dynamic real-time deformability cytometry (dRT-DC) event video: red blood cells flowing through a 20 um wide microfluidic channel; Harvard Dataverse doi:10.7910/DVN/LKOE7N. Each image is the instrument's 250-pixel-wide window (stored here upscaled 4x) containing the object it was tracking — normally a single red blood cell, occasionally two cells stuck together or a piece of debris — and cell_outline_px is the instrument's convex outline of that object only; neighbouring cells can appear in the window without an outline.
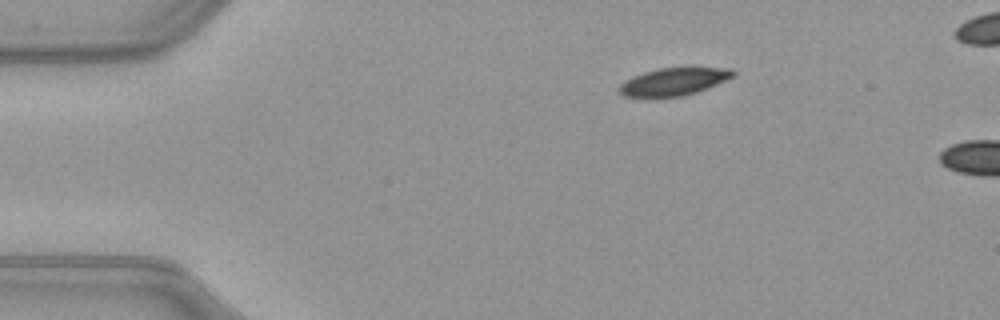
{"species": "common noctule bat (a hibernating species)", "species_latin": "Nyctalus noctula", "temperature_condition": "warm", "stored_images_in_passage": 42, "camera_frame_rate_fps": 3000, "um_per_image_px": 0.085, "animal": {"sex": "female", "body_mass_g": 21.9}, "frame": {"image": 1, "passage_image": 1, "time_ms": 0.0, "image_size_px": [1000, 320], "cell_outline_px": [[736, 72], [732, 76], [716, 84], [696, 92], [684, 96], [648, 100], [624, 96], [616, 92], [616, 88], [624, 80], [632, 76], [644, 72], [660, 68], [732, 68]], "centroid_in_image_um": [57.11, 7.0], "position_along_channel_um": 27.9, "area_um2": 18.9}}
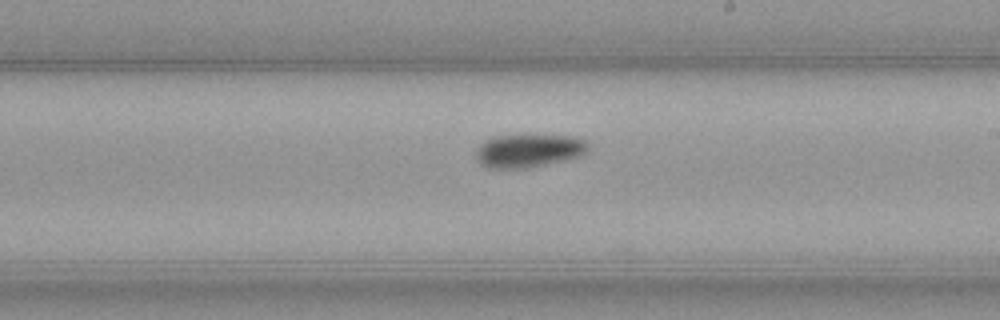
{"frame": {"image": 2, "passage_image": 22, "time_ms": 7.0, "image_size_px": [1000, 320], "cell_outline_px": [[588, 152], [580, 156], [564, 160], [528, 168], [488, 168], [480, 164], [476, 160], [476, 152], [480, 144], [484, 140], [492, 136], [572, 136], [588, 140]], "centroid_in_image_um": [44.93, 12.81], "position_along_channel_um": 244.1, "area_um2": 21.73}}
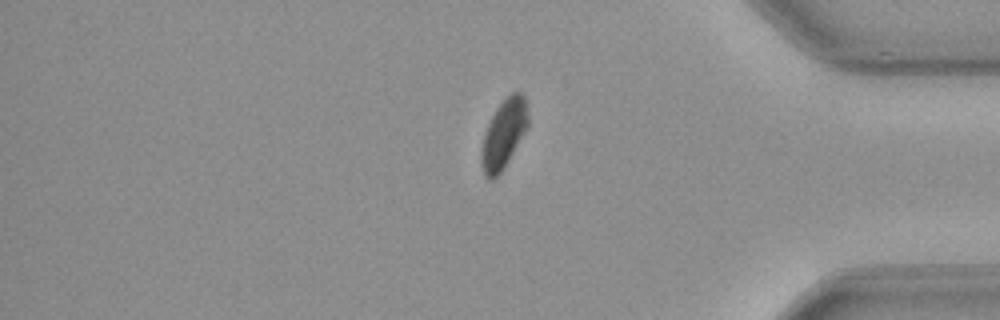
{"frame": {"image": 3, "passage_image": 35, "time_ms": 11.333, "image_size_px": [1000, 320], "cell_outline_px": [[528, 128], [508, 160], [500, 172], [492, 180], [488, 180], [484, 176], [480, 164], [480, 152], [484, 132], [496, 108], [512, 92], [520, 92], [524, 96], [528, 116]], "centroid_in_image_um": [42.79, 11.42], "position_along_channel_um": 392.4, "area_um2": 18.67}, "authors_computed_cell_mechanics": {"area_um2": 20.9236, "velocity_mm_per_s": 4.0058, "shape_relaxation_time_tau1_ms": 3.4367, "shape_relaxation_time_tau2_ms": null, "deformation_change_tau1": 0.1129, "deformation_change_tau2": null}}